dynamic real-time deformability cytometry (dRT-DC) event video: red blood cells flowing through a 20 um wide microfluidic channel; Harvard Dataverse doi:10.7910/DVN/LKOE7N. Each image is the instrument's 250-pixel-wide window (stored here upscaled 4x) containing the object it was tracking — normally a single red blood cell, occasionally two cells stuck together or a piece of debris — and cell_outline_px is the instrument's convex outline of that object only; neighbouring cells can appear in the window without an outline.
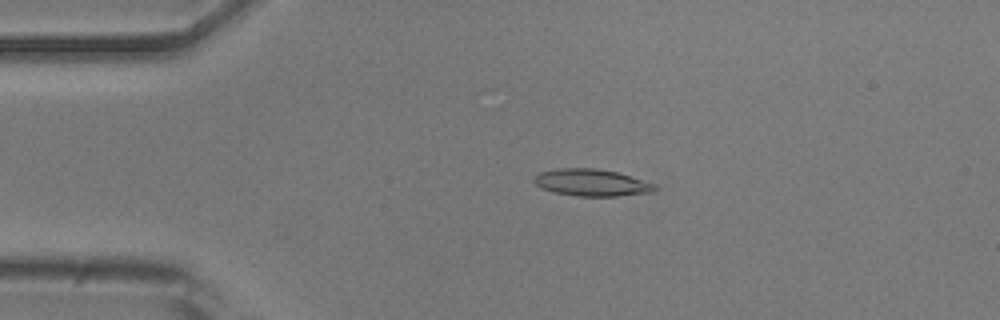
{"species": "common noctule bat (a hibernating species)", "species_latin": "Nyctalus noctula", "temperature_condition": "room temperature", "stored_images_in_passage": 52, "camera_frame_rate_fps": 3000, "um_per_image_px": 0.085, "animal": {"sex": "male", "body_mass_g": 20.5, "forearm_length_mm": 52.5}, "frame": {"image": 1, "passage_image": 11, "time_ms": 3.333, "image_size_px": [1000, 320], "cell_outline_px": [[656, 192], [616, 196], [576, 196], [556, 192], [540, 188], [532, 180], [540, 172], [560, 168], [596, 168], [616, 172], [656, 184]], "centroid_in_image_um": [50.3, 15.52], "position_along_channel_um": 34.7, "area_um2": 18.9}}
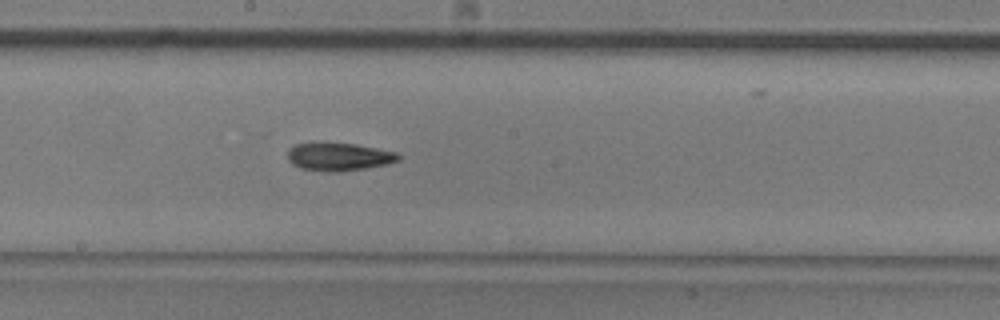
{"frame": {"image": 2, "passage_image": 28, "time_ms": 9.0, "image_size_px": [1000, 320], "cell_outline_px": [[400, 160], [388, 164], [340, 172], [328, 172], [300, 168], [292, 164], [288, 160], [288, 148], [296, 144], [356, 144], [396, 152], [400, 156]], "centroid_in_image_um": [28.81, 13.35], "position_along_channel_um": 219.4, "area_um2": 17.8}}
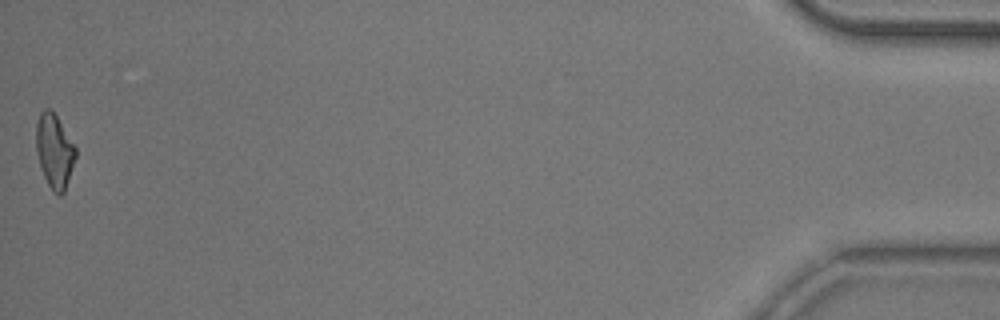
{"frame": {"image": 3, "passage_image": 52, "time_ms": 17.0, "image_size_px": [1000, 320], "cell_outline_px": [[76, 156], [64, 192], [60, 196], [52, 192], [44, 176], [40, 164], [36, 148], [36, 124], [40, 112], [44, 108], [48, 108], [56, 116], [76, 148]], "centroid_in_image_um": [4.62, 12.85], "position_along_channel_um": 430.6, "area_um2": 16.7}, "authors_computed_cell_mechanics": {"area_um2": 17.7157, "velocity_mm_per_s": 3.8758, "shape_relaxation_time_tau1_ms": 8.6248, "shape_relaxation_time_tau2_ms": 9.4132, "deformation_change_tau1": 0.2078, "deformation_change_tau2": 0.2198}}